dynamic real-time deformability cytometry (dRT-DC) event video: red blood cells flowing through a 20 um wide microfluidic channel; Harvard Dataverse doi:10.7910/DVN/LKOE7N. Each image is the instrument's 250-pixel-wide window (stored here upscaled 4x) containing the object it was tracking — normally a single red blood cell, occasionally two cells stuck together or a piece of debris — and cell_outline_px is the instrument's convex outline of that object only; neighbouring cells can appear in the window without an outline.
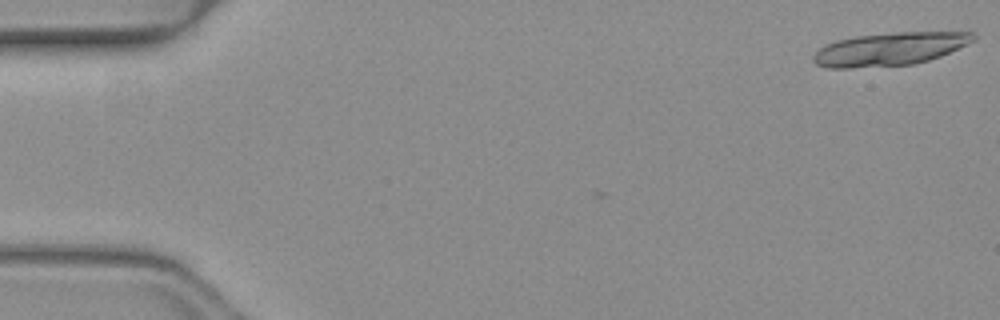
{"species": "common noctule bat (a hibernating species)", "species_latin": "Nyctalus noctula", "temperature_condition": "warm", "stored_images_in_passage": 6, "camera_frame_rate_fps": 3000, "um_per_image_px": 0.085, "animal": {"sex": "female", "body_mass_g": 19.3, "forearm_length_mm": 54.1}, "frame": {"image": 1, "passage_image": 1, "time_ms": 0.0, "image_size_px": [1000, 320], "cell_outline_px": [[976, 40], [968, 44], [940, 56], [916, 64], [852, 68], [828, 68], [816, 64], [812, 60], [812, 56], [820, 48], [836, 40], [856, 36], [892, 32], [972, 32], [976, 36]], "centroid_in_image_um": [75.63, 4.16], "position_along_channel_um": 9.4, "area_um2": 30.87}}